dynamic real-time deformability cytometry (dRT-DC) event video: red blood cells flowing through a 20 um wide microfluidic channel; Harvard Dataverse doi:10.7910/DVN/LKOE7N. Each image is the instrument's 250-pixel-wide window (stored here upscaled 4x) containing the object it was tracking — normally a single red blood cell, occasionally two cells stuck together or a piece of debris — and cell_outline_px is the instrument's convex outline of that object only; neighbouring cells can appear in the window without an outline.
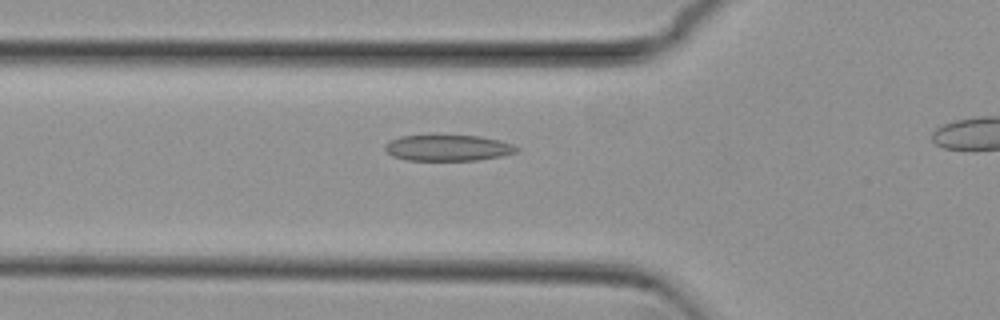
{"species": "common noctule bat (a hibernating species)", "species_latin": "Nyctalus noctula", "temperature_condition": "cold", "stored_images_in_passage": 37, "camera_frame_rate_fps": 3000, "um_per_image_px": 0.085, "animal": {"sex": "female", "body_mass_g": 29.2, "forearm_length_mm": 56.3}, "frame": {"image": 1, "passage_image": 12, "time_ms": 3.667, "image_size_px": [1000, 320], "cell_outline_px": [[520, 148], [516, 152], [500, 156], [476, 160], [404, 160], [392, 156], [384, 148], [384, 144], [400, 136], [480, 136], [500, 140], [512, 144]], "centroid_in_image_um": [38.07, 12.57], "position_along_channel_um": 87.7, "area_um2": 19.77}}
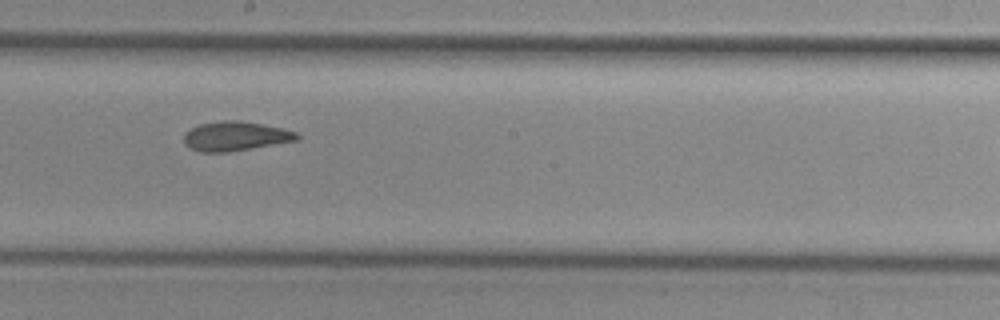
{"frame": {"image": 2, "passage_image": 23, "time_ms": 7.333, "image_size_px": [1000, 320], "cell_outline_px": [[300, 140], [228, 152], [200, 152], [184, 144], [184, 132], [200, 124], [220, 120], [240, 120], [280, 128], [296, 132], [300, 136]], "centroid_in_image_um": [20.0, 11.57], "position_along_channel_um": 228.2, "area_um2": 19.31}}
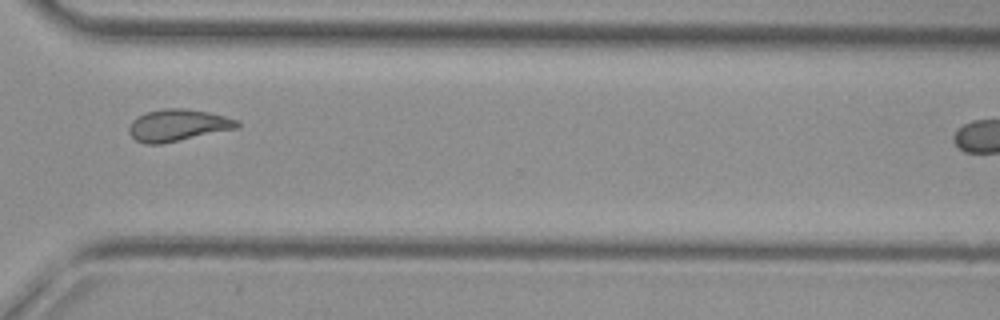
{"frame": {"image": 3, "passage_image": 33, "time_ms": 10.667, "image_size_px": [1000, 320], "cell_outline_px": [[240, 128], [160, 144], [144, 144], [136, 140], [128, 132], [128, 128], [132, 120], [136, 116], [144, 112], [164, 108], [184, 108], [208, 112], [224, 116], [236, 120], [240, 124]], "centroid_in_image_um": [15.09, 10.64], "position_along_channel_um": 355.5, "area_um2": 20.23}}